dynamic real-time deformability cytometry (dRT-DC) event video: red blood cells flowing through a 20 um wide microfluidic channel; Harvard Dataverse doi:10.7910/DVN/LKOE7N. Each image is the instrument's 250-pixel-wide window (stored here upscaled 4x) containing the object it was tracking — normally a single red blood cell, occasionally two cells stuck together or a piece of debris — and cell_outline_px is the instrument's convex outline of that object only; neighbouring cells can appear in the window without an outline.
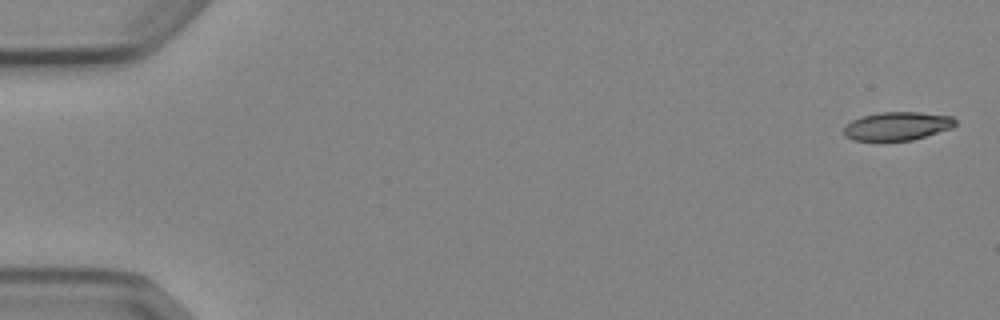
{"species": "Egyptian fruit bat (a non-hibernating species)", "species_latin": "Rousettus aegyptiacus", "temperature_condition": "cold", "stored_images_in_passage": 5, "camera_frame_rate_fps": 3000, "um_per_image_px": 0.085, "animal": {"sex": "female"}, "frame": {"image": 1, "passage_image": 1, "time_ms": 0.0, "image_size_px": [1000, 320], "cell_outline_px": [[956, 124], [952, 128], [912, 140], [852, 140], [844, 136], [844, 128], [852, 120], [860, 116], [880, 112], [920, 112], [952, 116], [956, 120]], "centroid_in_image_um": [76.27, 10.71], "position_along_channel_um": 8.7, "area_um2": 18.44}}